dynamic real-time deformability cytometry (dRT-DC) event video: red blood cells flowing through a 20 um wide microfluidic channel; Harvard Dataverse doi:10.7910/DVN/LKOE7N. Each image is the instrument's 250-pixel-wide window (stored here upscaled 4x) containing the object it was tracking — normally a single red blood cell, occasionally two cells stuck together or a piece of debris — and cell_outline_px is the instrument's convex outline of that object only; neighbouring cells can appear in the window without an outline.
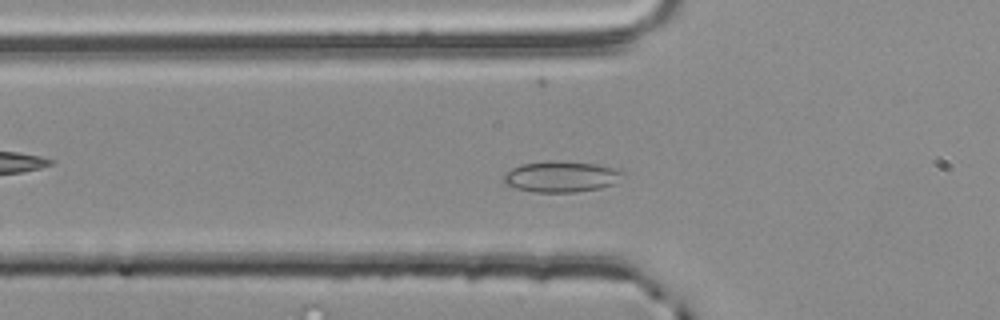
{"species": "common noctule bat (a hibernating species)", "species_latin": "Nyctalus noctula", "temperature_condition": "room temperature", "stored_images_in_passage": 39, "camera_frame_rate_fps": 3000, "um_per_image_px": 0.085, "animal": {"sex": "male", "body_mass_g": 20.4}, "frame": {"image": 1, "passage_image": 14, "time_ms": 4.333, "image_size_px": [1000, 320], "cell_outline_px": [[628, 172], [612, 184], [600, 188], [576, 192], [532, 192], [516, 188], [504, 184], [504, 176], [512, 168], [520, 164], [552, 160], [556, 160], [596, 164], [620, 168]], "centroid_in_image_um": [47.74, 15.0], "position_along_channel_um": 78.1, "area_um2": 21.73}}
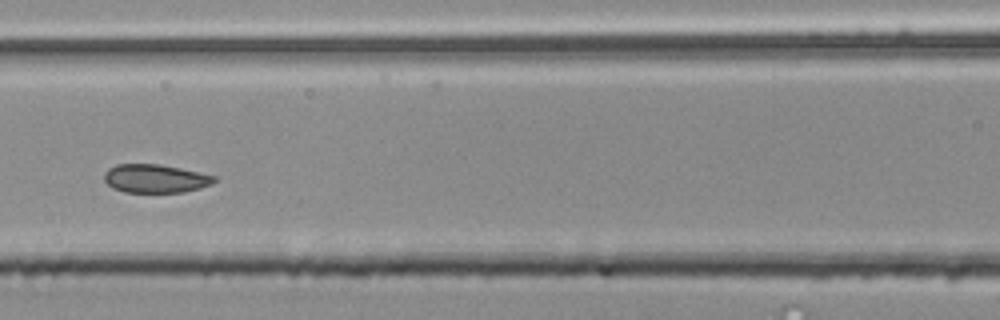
{"frame": {"image": 2, "passage_image": 20, "time_ms": 6.333, "image_size_px": [1000, 320], "cell_outline_px": [[216, 180], [212, 184], [200, 188], [184, 192], [124, 192], [112, 188], [104, 180], [104, 172], [108, 168], [116, 164], [156, 164], [180, 168], [216, 176]], "centroid_in_image_um": [13.18, 15.18], "position_along_channel_um": 153.4, "area_um2": 18.26}}
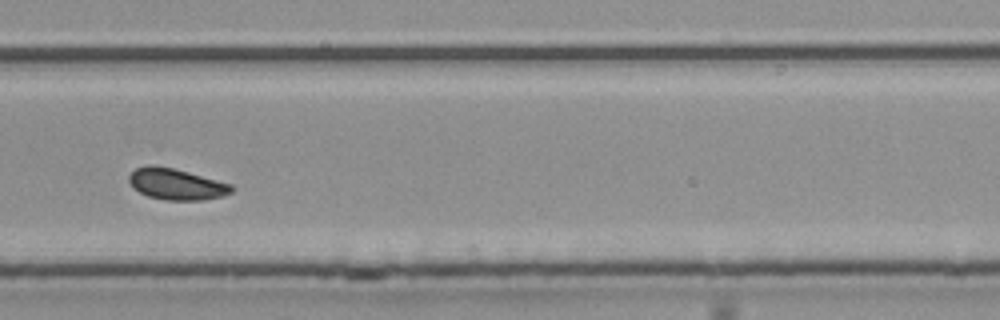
{"frame": {"image": 3, "passage_image": 33, "time_ms": 10.667, "image_size_px": [1000, 320], "cell_outline_px": [[236, 188], [232, 192], [224, 196], [204, 200], [164, 200], [148, 196], [132, 188], [128, 180], [128, 176], [136, 168], [148, 164], [152, 164], [172, 168], [188, 172], [232, 184]], "centroid_in_image_um": [14.99, 15.66], "position_along_channel_um": 314.8, "area_um2": 18.84}, "authors_computed_cell_mechanics": {"area_um2": 19.1318, "velocity_mm_per_s": 3.7439, "shape_relaxation_time_tau1_ms": null, "shape_relaxation_time_tau2_ms": 1.0025, "deformation_change_tau1": null, "deformation_change_tau2": 0.054}}